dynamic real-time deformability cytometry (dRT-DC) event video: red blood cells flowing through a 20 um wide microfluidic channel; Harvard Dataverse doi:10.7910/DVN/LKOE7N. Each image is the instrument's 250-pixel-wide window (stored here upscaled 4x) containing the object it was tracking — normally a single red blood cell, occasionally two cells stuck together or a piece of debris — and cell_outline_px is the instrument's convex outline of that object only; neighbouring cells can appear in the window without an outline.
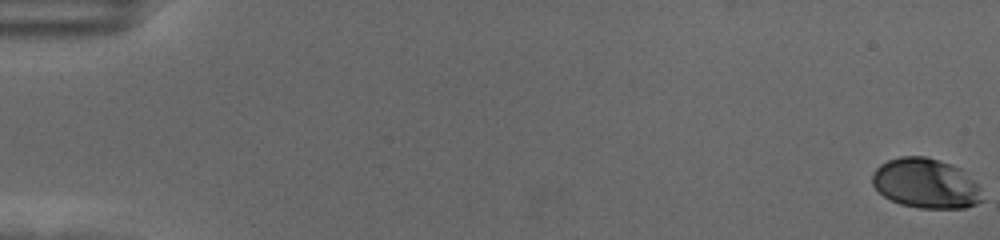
{"species": "human", "species_latin": "Homo sapiens", "temperature_condition": "cold", "stored_images_in_passage": 60, "camera_frame_rate_fps": 3000, "um_per_image_px": 0.085, "donor": {"sex": "female"}, "frame": {"image": 1, "passage_image": 1, "time_ms": 0.0, "image_size_px": [1000, 240], "cell_outline_px": [[984, 200], [976, 204], [964, 208], [920, 208], [900, 204], [884, 196], [872, 184], [872, 172], [880, 164], [888, 160], [900, 156], [924, 156], [940, 160], [952, 164], [960, 168], [980, 188]], "centroid_in_image_um": [78.68, 15.58], "position_along_channel_um": 6.3, "area_um2": 31.96}}
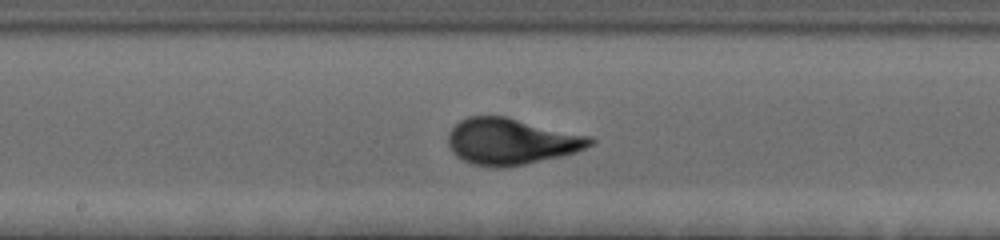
{"frame": {"image": 2, "passage_image": 33, "time_ms": 10.667, "image_size_px": [1000, 240], "cell_outline_px": [[596, 140], [592, 144], [576, 152], [560, 156], [524, 164], [500, 168], [492, 168], [472, 164], [456, 156], [448, 148], [448, 132], [460, 120], [468, 116], [508, 116], [592, 136]], "centroid_in_image_um": [43.44, 12.01], "position_along_channel_um": 204.8, "area_um2": 38.67}}
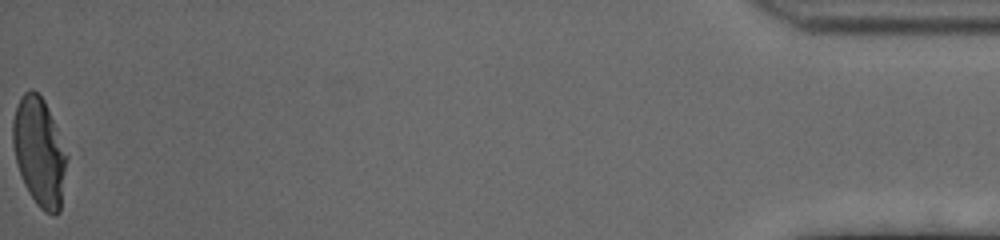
{"frame": {"image": 3, "passage_image": 60, "time_ms": 19.667, "image_size_px": [1000, 240], "cell_outline_px": [[68, 156], [60, 212], [56, 216], [52, 216], [44, 212], [36, 204], [28, 192], [24, 184], [16, 164], [12, 144], [12, 120], [20, 96], [24, 92], [32, 88], [44, 100]], "centroid_in_image_um": [3.33, 12.95], "position_along_channel_um": 431.9, "area_um2": 34.33}, "authors_computed_cell_mechanics": {"area_um2": 35.4025, "velocity_mm_per_s": 3.5144, "shape_relaxation_time_tau1_ms": 3.1641, "shape_relaxation_time_tau2_ms": null, "deformation_change_tau1": 0.1658, "deformation_change_tau2": null}}